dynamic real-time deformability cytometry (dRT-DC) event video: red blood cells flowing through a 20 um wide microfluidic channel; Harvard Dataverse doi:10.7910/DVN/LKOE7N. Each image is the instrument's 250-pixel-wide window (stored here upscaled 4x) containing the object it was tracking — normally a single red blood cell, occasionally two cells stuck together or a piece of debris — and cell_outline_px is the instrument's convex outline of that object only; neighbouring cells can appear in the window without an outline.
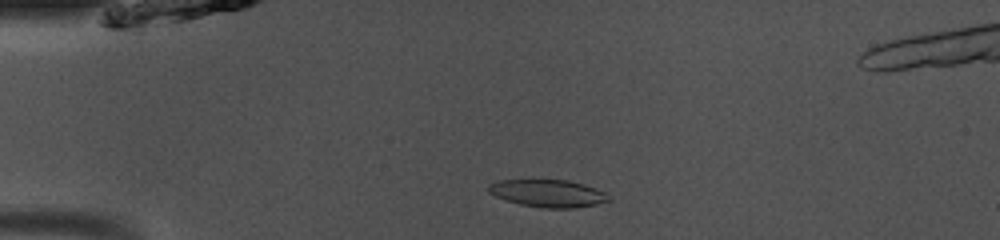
{"species": "common noctule bat (a hibernating species)", "species_latin": "Nyctalus noctula", "temperature_condition": "room temperature", "stored_images_in_passage": 44, "camera_frame_rate_fps": 3000, "um_per_image_px": 0.085, "animal": {"sex": "male", "body_mass_g": 13.0, "forearm_length_mm": 53.1}, "frame": {"image": 1, "passage_image": 7, "time_ms": 2.0, "image_size_px": [1000, 240], "cell_outline_px": [[612, 200], [596, 204], [576, 208], [540, 208], [520, 204], [496, 196], [488, 192], [488, 184], [500, 180], [568, 180], [584, 184], [596, 188], [604, 192]], "centroid_in_image_um": [46.59, 16.43], "position_along_channel_um": 38.4, "area_um2": 19.19}}
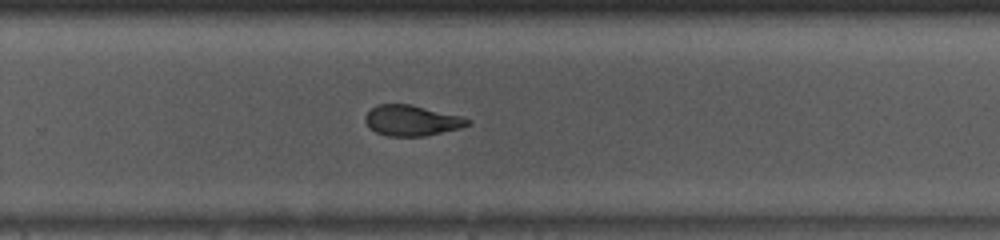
{"frame": {"image": 2, "passage_image": 28, "time_ms": 9.0, "image_size_px": [1000, 240], "cell_outline_px": [[472, 124], [460, 128], [424, 136], [388, 136], [376, 132], [364, 120], [364, 116], [376, 104], [412, 104], [460, 116], [472, 120]], "centroid_in_image_um": [35.01, 10.23], "position_along_channel_um": 294.8, "area_um2": 18.21}}
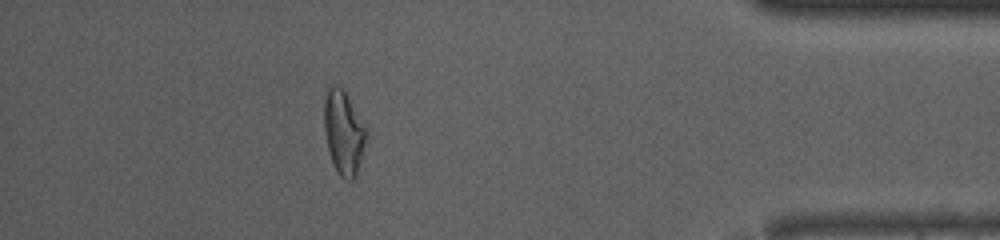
{"frame": {"image": 3, "passage_image": 39, "time_ms": 12.667, "image_size_px": [1000, 240], "cell_outline_px": [[368, 132], [356, 176], [352, 180], [344, 180], [336, 172], [332, 164], [324, 132], [324, 100], [328, 88], [332, 84], [336, 84], [344, 88], [368, 124]], "centroid_in_image_um": [29.24, 11.2], "position_along_channel_um": 406.0, "area_um2": 21.5}}